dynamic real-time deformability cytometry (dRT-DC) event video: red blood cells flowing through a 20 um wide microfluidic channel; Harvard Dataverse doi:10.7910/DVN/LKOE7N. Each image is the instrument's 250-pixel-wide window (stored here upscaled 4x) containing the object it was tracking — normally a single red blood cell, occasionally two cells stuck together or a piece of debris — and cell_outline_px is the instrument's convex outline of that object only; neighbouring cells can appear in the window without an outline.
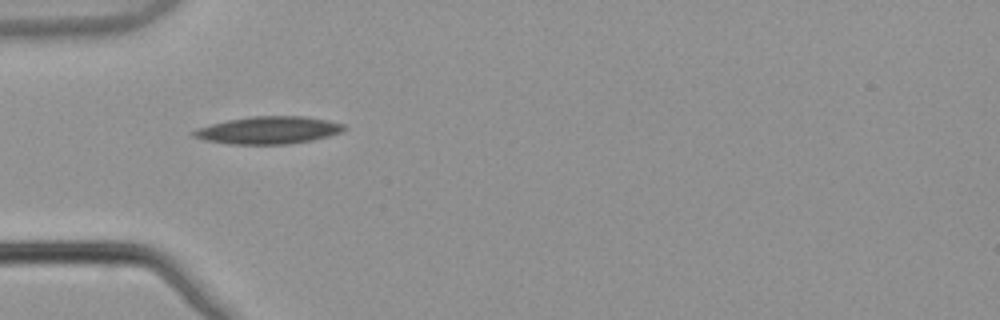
{"species": "common noctule bat (a hibernating species)", "species_latin": "Nyctalus noctula", "temperature_condition": "warm", "stored_images_in_passage": 2, "camera_frame_rate_fps": 3000, "um_per_image_px": 0.085, "animal": {"sex": "male", "body_mass_g": 21.5, "forearm_length_mm": 52.0}, "frame": {"image": 1, "passage_image": 1, "time_ms": 0.0, "image_size_px": [1000, 320], "cell_outline_px": [[348, 128], [344, 132], [312, 140], [288, 144], [228, 144], [204, 140], [192, 136], [188, 132], [196, 128], [228, 120], [252, 116], [304, 116], [328, 120], [344, 124]], "centroid_in_image_um": [22.82, 11.07], "position_along_channel_um": 62.2, "area_um2": 24.28}}
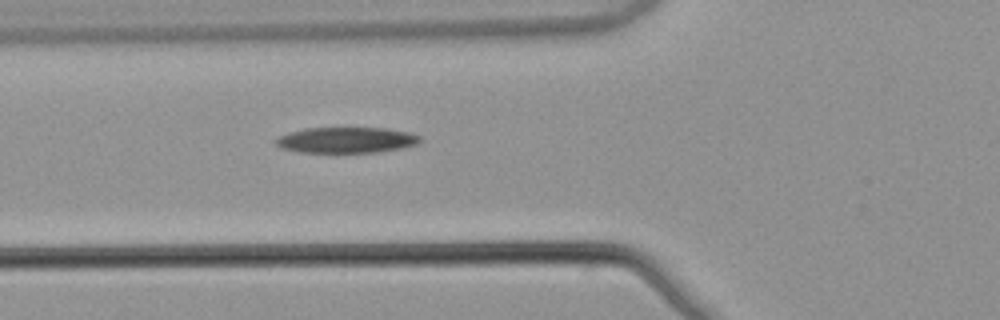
{"frame": {"image": 2, "passage_image": 2, "time_ms": 0.333, "image_size_px": [1000, 320], "cell_outline_px": [[424, 140], [416, 144], [400, 148], [372, 152], [300, 152], [284, 148], [276, 144], [276, 140], [280, 136], [288, 132], [304, 128], [384, 128], [408, 132], [420, 136]], "centroid_in_image_um": [29.45, 11.89], "position_along_channel_um": 96.3, "area_um2": 21.39}}